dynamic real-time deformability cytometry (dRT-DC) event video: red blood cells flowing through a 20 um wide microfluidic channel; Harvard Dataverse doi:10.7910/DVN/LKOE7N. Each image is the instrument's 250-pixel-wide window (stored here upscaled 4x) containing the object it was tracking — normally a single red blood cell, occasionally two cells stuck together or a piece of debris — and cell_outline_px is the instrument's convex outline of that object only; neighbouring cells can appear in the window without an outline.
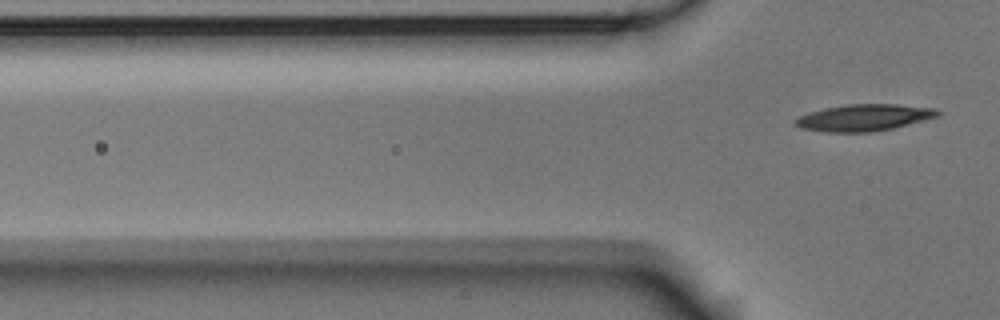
{"species": "Egyptian fruit bat (a non-hibernating species)", "species_latin": "Rousettus aegyptiacus", "temperature_condition": "room temperature", "stored_images_in_passage": 6, "segment_of_instrument_passage": [2, 2], "camera_frame_rate_fps": 3000, "um_per_image_px": 0.085, "animal": {"sex": "male"}, "frame": {"image": 1, "passage_image": 6, "time_ms": 1.667, "image_size_px": [1000, 320], "cell_outline_px": [[940, 116], [892, 128], [872, 132], [828, 132], [800, 128], [792, 120], [800, 116], [824, 108], [848, 104], [896, 104], [936, 108], [940, 112]], "centroid_in_image_um": [73.46, 9.99], "position_along_channel_um": 52.3, "area_um2": 22.02}}